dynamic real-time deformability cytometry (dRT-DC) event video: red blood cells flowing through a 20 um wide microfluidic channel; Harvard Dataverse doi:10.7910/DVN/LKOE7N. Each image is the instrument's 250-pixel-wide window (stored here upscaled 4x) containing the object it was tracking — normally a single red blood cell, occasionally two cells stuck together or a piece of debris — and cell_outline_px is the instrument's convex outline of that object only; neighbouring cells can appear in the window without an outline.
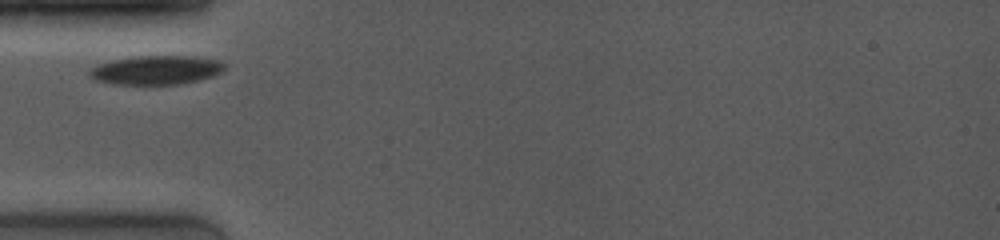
{"species": "common noctule bat (a hibernating species)", "species_latin": "Nyctalus noctula", "temperature_condition": "room temperature", "stored_images_in_passage": 4, "camera_frame_rate_fps": 4000, "um_per_image_px": 0.085, "animal": {"sex": "female", "body_mass_g": 19.0, "forearm_length_mm": 53.3}, "frame": {"image": 1, "passage_image": 1, "time_ms": 0.0, "image_size_px": [1000, 240], "cell_outline_px": [[224, 68], [220, 72], [212, 76], [180, 84], [116, 84], [96, 80], [88, 76], [88, 72], [96, 64], [112, 60], [136, 56], [196, 56], [220, 60], [224, 64]], "centroid_in_image_um": [13.25, 5.94], "position_along_channel_um": 71.8, "area_um2": 22.72}}